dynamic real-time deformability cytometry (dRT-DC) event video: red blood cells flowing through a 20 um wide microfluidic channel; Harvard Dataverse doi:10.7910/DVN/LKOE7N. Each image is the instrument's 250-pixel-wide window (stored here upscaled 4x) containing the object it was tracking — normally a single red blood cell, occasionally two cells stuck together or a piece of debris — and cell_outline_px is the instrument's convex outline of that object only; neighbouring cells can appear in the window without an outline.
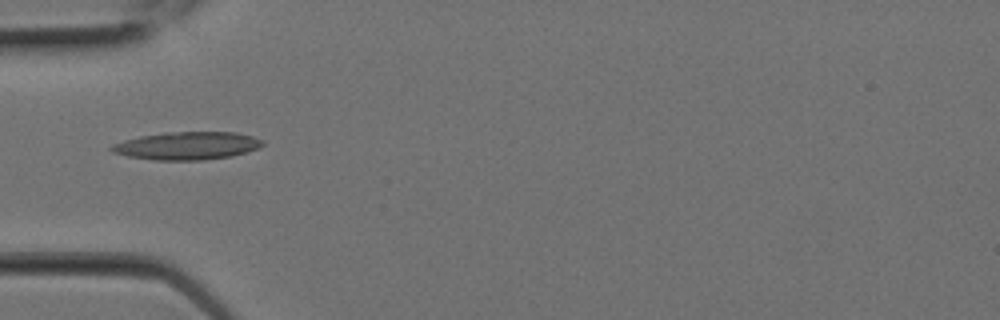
{"species": "Egyptian fruit bat (a non-hibernating species)", "species_latin": "Rousettus aegyptiacus", "temperature_condition": "room temperature", "stored_images_in_passage": 7, "camera_frame_rate_fps": 3000, "um_per_image_px": 0.085, "animal": {"sex": "female"}, "frame": {"image": 1, "passage_image": 6, "time_ms": 1.667, "image_size_px": [1000, 320], "cell_outline_px": [[264, 144], [260, 148], [248, 152], [232, 156], [204, 160], [156, 160], [128, 156], [112, 152], [108, 148], [112, 144], [124, 140], [140, 136], [164, 132], [236, 132], [252, 136], [264, 140]], "centroid_in_image_um": [15.93, 12.38], "position_along_channel_um": 69.1, "area_um2": 24.74}}